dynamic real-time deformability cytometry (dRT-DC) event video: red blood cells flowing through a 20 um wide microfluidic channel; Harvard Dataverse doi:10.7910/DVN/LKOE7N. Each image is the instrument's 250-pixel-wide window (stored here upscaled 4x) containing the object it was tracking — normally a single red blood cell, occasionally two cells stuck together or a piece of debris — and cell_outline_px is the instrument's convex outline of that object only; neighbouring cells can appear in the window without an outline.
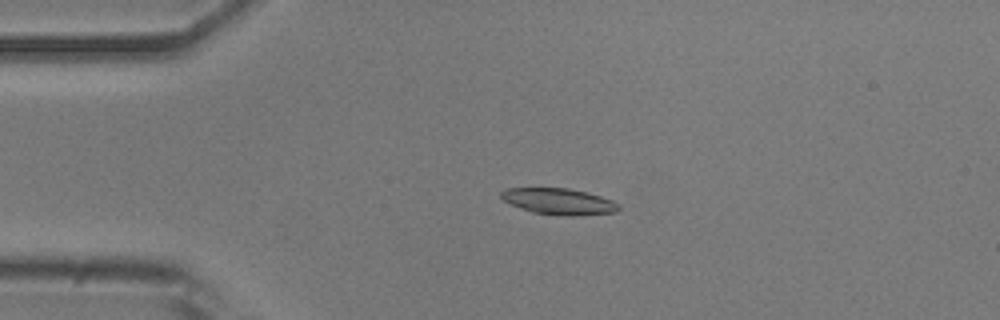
{"species": "common noctule bat (a hibernating species)", "species_latin": "Nyctalus noctula", "temperature_condition": "room temperature", "stored_images_in_passage": 41, "camera_frame_rate_fps": 3000, "um_per_image_px": 0.085, "animal": {"sex": "male", "body_mass_g": 20.5, "forearm_length_mm": 52.5}, "frame": {"image": 1, "passage_image": 1, "time_ms": 0.0, "image_size_px": [1000, 320], "cell_outline_px": [[620, 208], [616, 212], [572, 216], [564, 216], [532, 212], [520, 208], [504, 200], [500, 196], [500, 192], [508, 188], [568, 188], [600, 196], [612, 200], [620, 204]], "centroid_in_image_um": [47.51, 17.12], "position_along_channel_um": 37.5, "area_um2": 17.86}}
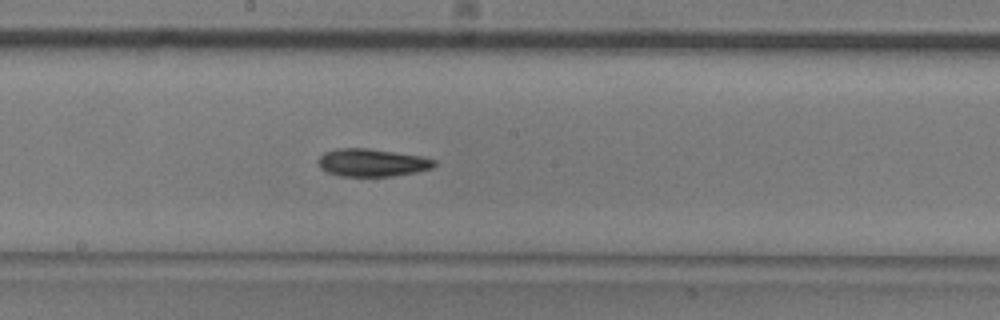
{"frame": {"image": 2, "passage_image": 17, "time_ms": 5.333, "image_size_px": [1000, 320], "cell_outline_px": [[436, 164], [432, 168], [416, 172], [392, 176], [340, 176], [328, 172], [320, 168], [316, 160], [324, 152], [336, 148], [368, 148], [420, 156], [436, 160]], "centroid_in_image_um": [31.59, 13.82], "position_along_channel_um": 216.6, "area_um2": 18.79}}
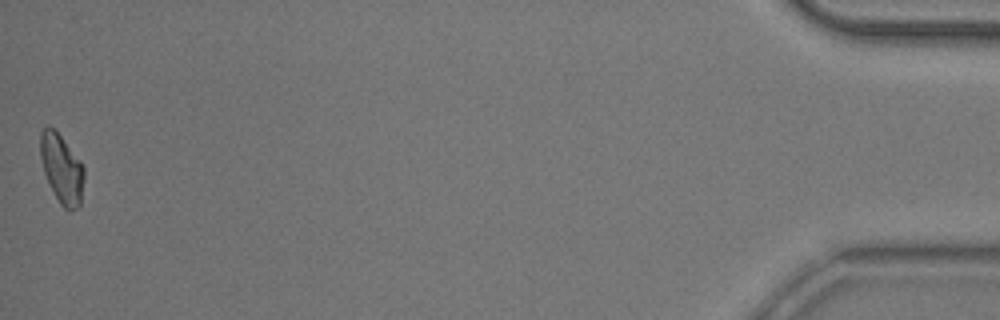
{"frame": {"image": 3, "passage_image": 41, "time_ms": 13.333, "image_size_px": [1000, 320], "cell_outline_px": [[84, 180], [80, 204], [76, 208], [68, 212], [60, 204], [44, 172], [40, 156], [40, 132], [48, 124], [56, 128], [80, 160], [84, 168]], "centroid_in_image_um": [5.25, 14.28], "position_along_channel_um": 430.0, "area_um2": 17.74}, "authors_computed_cell_mechanics": {"area_um2": 18.1492, "velocity_mm_per_s": 3.8889, "shape_relaxation_time_tau1_ms": 4.5655, "shape_relaxation_time_tau2_ms": 4.0055, "deformation_change_tau1": 0.1842, "deformation_change_tau2": 0.1139}}